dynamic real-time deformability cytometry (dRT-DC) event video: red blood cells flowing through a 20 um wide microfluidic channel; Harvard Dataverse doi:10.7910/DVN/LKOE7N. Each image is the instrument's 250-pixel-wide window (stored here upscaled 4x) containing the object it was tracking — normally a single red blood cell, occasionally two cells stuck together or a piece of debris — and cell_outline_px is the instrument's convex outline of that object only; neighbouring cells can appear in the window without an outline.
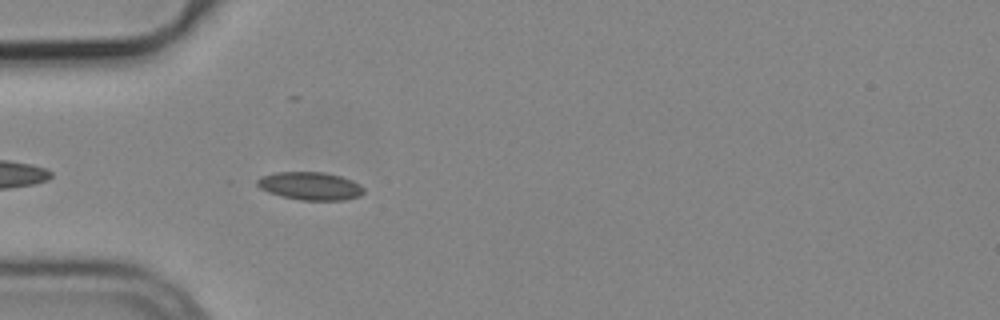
{"species": "common noctule bat (a hibernating species)", "species_latin": "Nyctalus noctula", "temperature_condition": "cold", "stored_images_in_passage": 11, "camera_frame_rate_fps": 3000, "um_per_image_px": 0.085, "animal": {"sex": "male", "body_mass_g": 19.2, "forearm_length_mm": 51.8}, "frame": {"image": 1, "passage_image": 4, "time_ms": 1.0, "image_size_px": [1000, 320], "cell_outline_px": [[364, 192], [360, 196], [344, 200], [300, 200], [280, 196], [268, 192], [260, 188], [256, 184], [256, 180], [260, 176], [276, 172], [324, 172], [340, 176], [352, 180], [360, 184], [364, 188]], "centroid_in_image_um": [26.36, 15.81], "position_along_channel_um": 58.6, "area_um2": 17.51}}